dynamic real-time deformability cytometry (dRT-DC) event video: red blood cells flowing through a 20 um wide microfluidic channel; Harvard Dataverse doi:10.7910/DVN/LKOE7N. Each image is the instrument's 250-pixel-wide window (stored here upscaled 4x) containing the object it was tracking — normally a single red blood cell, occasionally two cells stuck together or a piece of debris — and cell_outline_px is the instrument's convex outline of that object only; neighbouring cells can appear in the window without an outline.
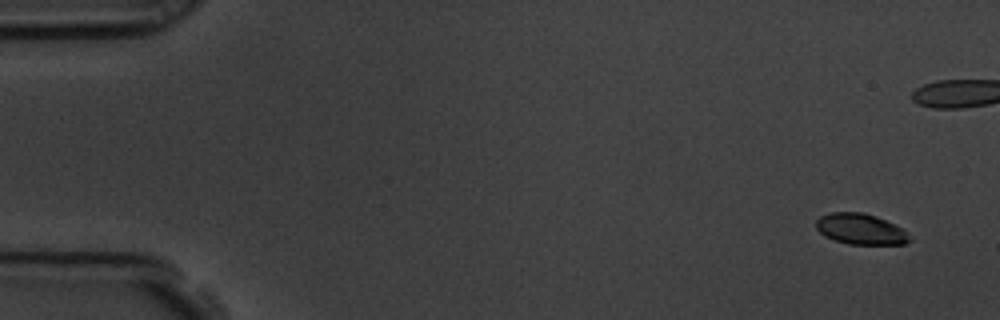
{"species": "common noctule bat (a hibernating species)", "species_latin": "Nyctalus noctula", "temperature_condition": "room temperature", "stored_images_in_passage": 7, "camera_frame_rate_fps": 3000, "um_per_image_px": 0.085, "animal": {"sex": "male", "body_mass_g": 19.5, "forearm_length_mm": 54.6}, "frame": {"image": 1, "passage_image": 1, "time_ms": 0.0, "image_size_px": [1000, 320], "cell_outline_px": [[912, 240], [904, 244], [848, 244], [824, 236], [816, 228], [816, 220], [820, 216], [828, 212], [864, 212], [876, 216], [904, 228]], "centroid_in_image_um": [73.16, 19.46], "position_along_channel_um": 11.8, "area_um2": 16.94}}
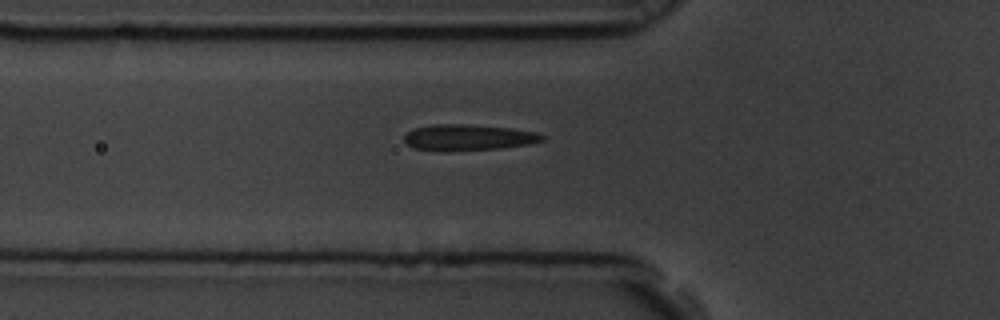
{"frame": {"image": 2, "passage_image": 7, "time_ms": 2.0, "image_size_px": [1000, 320], "cell_outline_px": [[544, 140], [528, 144], [500, 148], [416, 148], [408, 144], [404, 140], [404, 136], [412, 128], [436, 124], [468, 124], [512, 128], [536, 132], [544, 136]], "centroid_in_image_um": [39.86, 11.62], "position_along_channel_um": 85.9, "area_um2": 19.83}}